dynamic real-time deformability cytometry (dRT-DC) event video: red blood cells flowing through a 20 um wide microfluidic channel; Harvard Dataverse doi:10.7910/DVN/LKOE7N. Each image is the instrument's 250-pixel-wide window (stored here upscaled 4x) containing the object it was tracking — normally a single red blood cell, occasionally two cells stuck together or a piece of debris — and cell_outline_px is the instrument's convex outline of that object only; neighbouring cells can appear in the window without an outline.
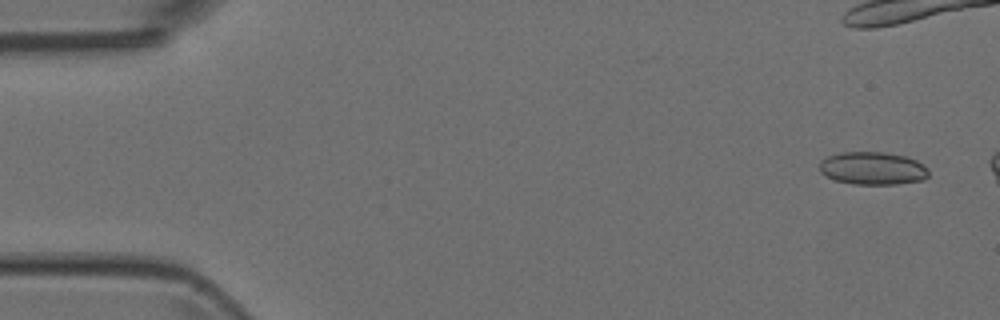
{"species": "Egyptian fruit bat (a non-hibernating species)", "species_latin": "Rousettus aegyptiacus", "temperature_condition": "room temperature", "stored_images_in_passage": 5, "camera_frame_rate_fps": 3000, "um_per_image_px": 0.085, "animal": {"sex": "female"}, "frame": {"image": 1, "passage_image": 1, "time_ms": 0.0, "image_size_px": [1000, 320], "cell_outline_px": [[928, 176], [924, 180], [896, 184], [852, 184], [836, 180], [820, 172], [820, 160], [828, 156], [840, 152], [884, 152], [908, 156], [916, 160], [928, 168]], "centroid_in_image_um": [74.2, 14.3], "position_along_channel_um": 10.8, "area_um2": 20.98}}